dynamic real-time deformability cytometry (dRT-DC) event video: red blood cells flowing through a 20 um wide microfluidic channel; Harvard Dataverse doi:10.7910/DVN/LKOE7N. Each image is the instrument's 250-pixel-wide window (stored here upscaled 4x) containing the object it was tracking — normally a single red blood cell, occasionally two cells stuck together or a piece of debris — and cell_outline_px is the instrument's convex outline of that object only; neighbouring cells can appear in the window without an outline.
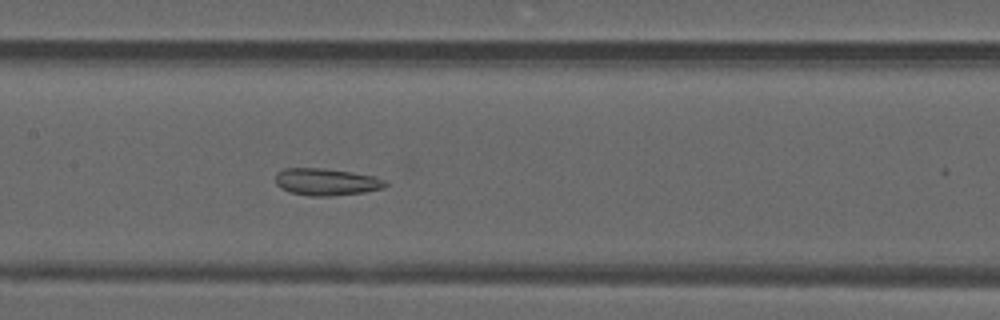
{"species": "common noctule bat (a hibernating species)", "species_latin": "Nyctalus noctula", "temperature_condition": "warm", "stored_images_in_passage": 47, "camera_frame_rate_fps": 3000, "um_per_image_px": 0.085, "animal": {"sex": "male", "forearm_length_mm": 52.5}, "frame": {"image": 1, "passage_image": 21, "time_ms": 6.667, "image_size_px": [1000, 320], "cell_outline_px": [[388, 184], [384, 188], [364, 192], [332, 196], [308, 196], [292, 192], [280, 188], [276, 184], [276, 172], [284, 168], [324, 168], [376, 176], [384, 180]], "centroid_in_image_um": [27.74, 15.46], "position_along_channel_um": 179.7, "area_um2": 17.4}}
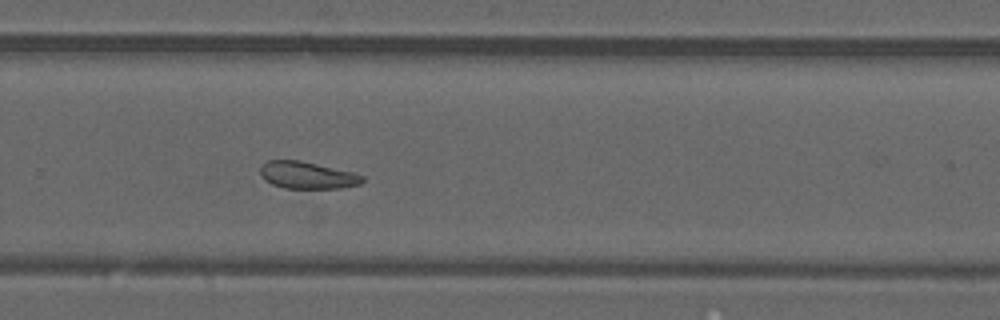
{"frame": {"image": 2, "passage_image": 30, "time_ms": 9.667, "image_size_px": [1000, 320], "cell_outline_px": [[364, 180], [360, 184], [340, 188], [284, 188], [272, 184], [264, 180], [260, 176], [260, 168], [268, 160], [300, 160], [352, 172], [364, 176]], "centroid_in_image_um": [26.09, 14.89], "position_along_channel_um": 303.7, "area_um2": 16.07}}
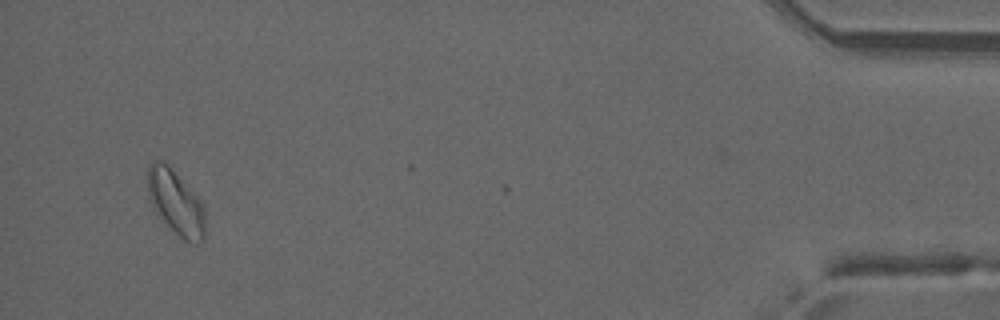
{"frame": {"image": 3, "passage_image": 44, "time_ms": 14.333, "image_size_px": [1000, 320], "cell_outline_px": [[204, 240], [196, 244], [192, 244], [184, 240], [164, 220], [152, 204], [148, 196], [148, 168], [152, 160], [164, 160], [168, 164], [204, 204]], "centroid_in_image_um": [14.96, 17.18], "position_along_channel_um": 420.2, "area_um2": 21.27}, "authors_computed_cell_mechanics": {"area_um2": 18.6116, "velocity_mm_per_s": 4.152, "shape_relaxation_time_tau1_ms": null, "shape_relaxation_time_tau2_ms": 1.8051, "deformation_change_tau1": null, "deformation_change_tau2": 0.0673}}